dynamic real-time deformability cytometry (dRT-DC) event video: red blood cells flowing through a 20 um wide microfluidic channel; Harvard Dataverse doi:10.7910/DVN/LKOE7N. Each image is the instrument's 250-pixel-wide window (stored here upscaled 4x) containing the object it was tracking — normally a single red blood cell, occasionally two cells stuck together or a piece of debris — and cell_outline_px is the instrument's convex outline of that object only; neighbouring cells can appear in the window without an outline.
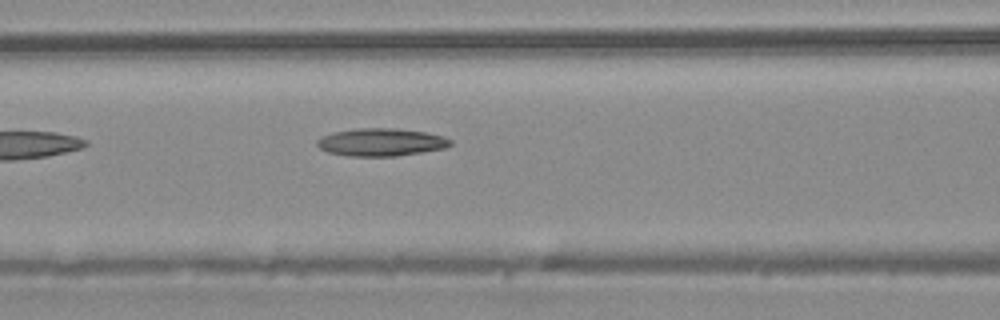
{"species": "common noctule bat (a hibernating species)", "species_latin": "Nyctalus noctula", "temperature_condition": "warm", "stored_images_in_passage": 6, "camera_frame_rate_fps": 3000, "um_per_image_px": 0.085, "animal": {"sex": "male", "body_mass_g": 20.4}, "frame": {"image": 1, "passage_image": 6, "time_ms": 1.667, "image_size_px": [1000, 320], "cell_outline_px": [[452, 144], [444, 148], [396, 156], [348, 156], [328, 152], [320, 148], [316, 144], [316, 140], [320, 136], [332, 132], [356, 128], [396, 128], [424, 132], [444, 136], [452, 140]], "centroid_in_image_um": [32.35, 12.08], "position_along_channel_um": 134.2, "area_um2": 21.62}}